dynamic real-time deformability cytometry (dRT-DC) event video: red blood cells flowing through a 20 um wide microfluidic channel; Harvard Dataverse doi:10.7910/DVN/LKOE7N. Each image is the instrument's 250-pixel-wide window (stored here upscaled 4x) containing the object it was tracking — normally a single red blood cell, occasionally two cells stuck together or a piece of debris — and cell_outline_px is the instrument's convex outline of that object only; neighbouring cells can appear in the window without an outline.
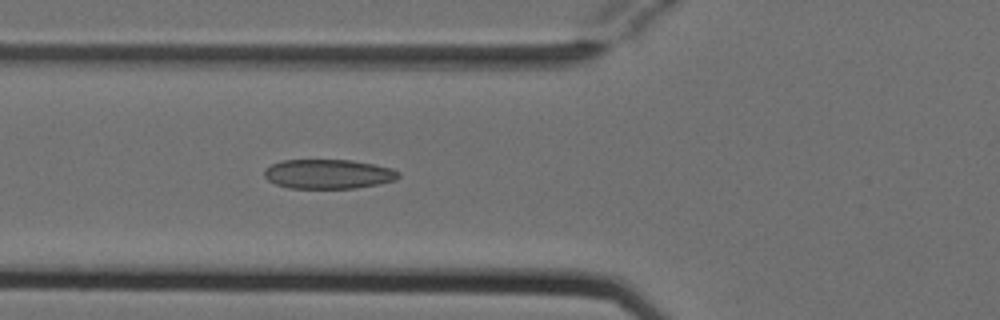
{"species": "Egyptian fruit bat (a non-hibernating species)", "species_latin": "Rousettus aegyptiacus", "temperature_condition": "cold", "stored_images_in_passage": 3, "camera_frame_rate_fps": 3000, "um_per_image_px": 0.085, "animal": {"sex": "female"}, "frame": {"image": 1, "passage_image": 3, "time_ms": 0.667, "image_size_px": [1000, 320], "cell_outline_px": [[400, 176], [396, 180], [356, 188], [288, 188], [276, 184], [268, 180], [264, 176], [264, 168], [280, 160], [352, 160], [392, 168], [400, 172]], "centroid_in_image_um": [27.89, 14.79], "position_along_channel_um": 97.9, "area_um2": 23.06}}